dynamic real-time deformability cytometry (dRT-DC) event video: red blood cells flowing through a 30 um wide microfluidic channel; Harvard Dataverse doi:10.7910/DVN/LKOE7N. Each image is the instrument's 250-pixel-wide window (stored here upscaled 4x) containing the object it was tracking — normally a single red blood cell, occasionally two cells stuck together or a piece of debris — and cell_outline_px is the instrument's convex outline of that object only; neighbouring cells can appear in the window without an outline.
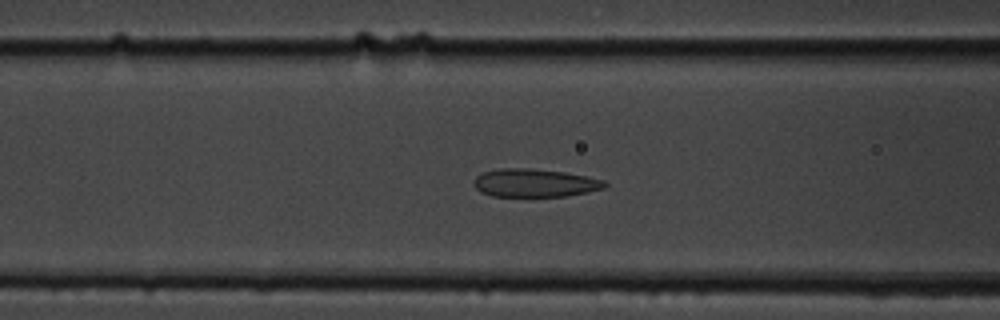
{"species": "common noctule bat (a hibernating species)", "species_latin": "Nyctalus noctula", "temperature_condition": "cold", "stored_images_in_passage": 41, "camera_frame_rate_fps": 3000, "um_per_image_px": 0.085, "animal": {"sex": "male", "body_mass_g": 19.5, "forearm_length_mm": 54.6}, "frame": {"image": 1, "passage_image": 14, "time_ms": 4.333, "image_size_px": [1000, 320], "cell_outline_px": [[608, 184], [604, 188], [588, 192], [568, 196], [492, 196], [480, 192], [476, 188], [476, 176], [484, 172], [500, 168], [528, 168], [564, 172], [588, 176], [604, 180]], "centroid_in_image_um": [45.5, 15.55], "position_along_channel_um": 121.1, "area_um2": 21.39}}
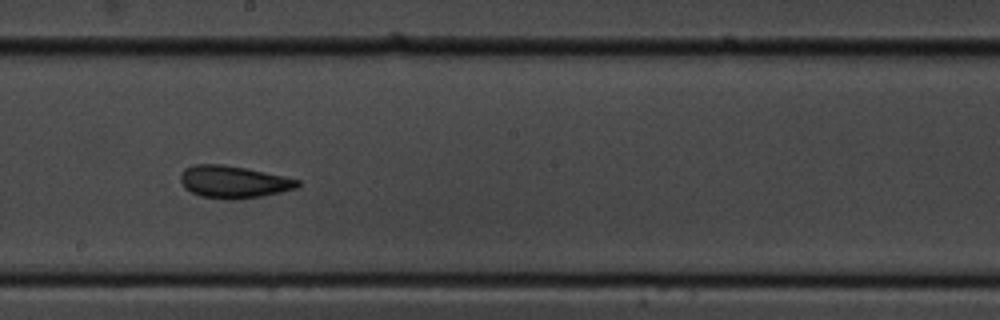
{"frame": {"image": 2, "passage_image": 23, "time_ms": 7.333, "image_size_px": [1000, 320], "cell_outline_px": [[300, 184], [296, 188], [280, 192], [260, 196], [236, 200], [228, 200], [200, 196], [184, 188], [180, 180], [180, 172], [184, 168], [192, 164], [224, 164], [284, 176], [300, 180]], "centroid_in_image_um": [19.8, 15.46], "position_along_channel_um": 228.4, "area_um2": 22.14}}
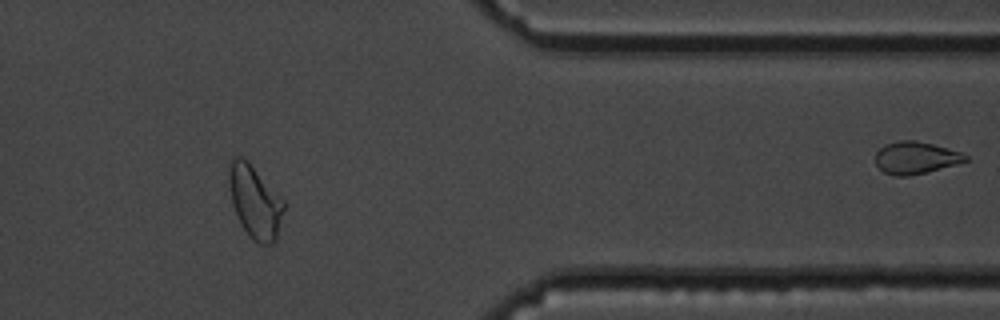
{"frame": {"image": 3, "passage_image": 38, "time_ms": 12.333, "image_size_px": [1000, 320], "cell_outline_px": [[284, 208], [276, 240], [272, 244], [260, 244], [252, 240], [240, 224], [232, 204], [228, 180], [228, 164], [236, 156], [240, 156], [248, 160], [284, 200]], "centroid_in_image_um": [21.65, 17.14], "position_along_channel_um": 389.7, "area_um2": 23.41}, "authors_computed_cell_mechanics": {"area_um2": 21.5594, "velocity_mm_per_s": 3.5753, "shape_relaxation_time_tau1_ms": null, "shape_relaxation_time_tau2_ms": 1.9342, "deformation_change_tau1": null, "deformation_change_tau2": 0.0795}}